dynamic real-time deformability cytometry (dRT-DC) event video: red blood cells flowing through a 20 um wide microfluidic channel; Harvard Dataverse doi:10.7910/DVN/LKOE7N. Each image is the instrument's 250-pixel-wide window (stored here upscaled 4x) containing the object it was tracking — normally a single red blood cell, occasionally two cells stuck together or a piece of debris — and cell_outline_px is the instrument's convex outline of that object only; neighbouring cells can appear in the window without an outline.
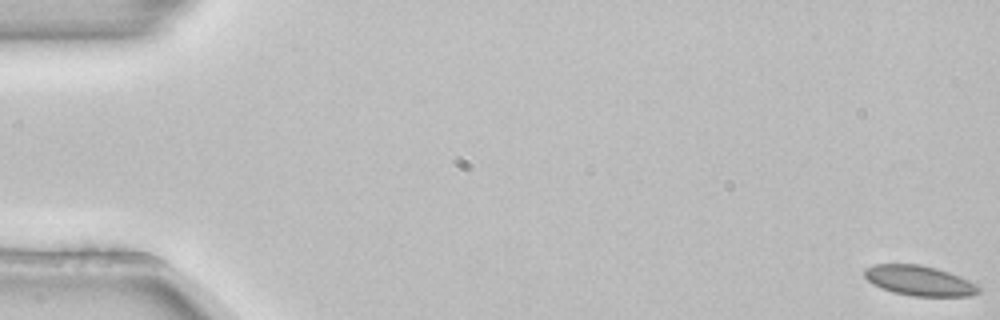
{"species": "common noctule bat (a hibernating species)", "species_latin": "Nyctalus noctula", "temperature_condition": "room temperature", "stored_images_in_passage": 6, "camera_frame_rate_fps": 3000, "um_per_image_px": 0.085, "animal": {"sex": "female", "body_mass_g": 22.7, "forearm_length_mm": 54.2}, "frame": {"image": 1, "passage_image": 1, "time_ms": 0.0, "image_size_px": [1000, 320], "cell_outline_px": [[980, 292], [972, 296], [912, 296], [892, 292], [880, 288], [872, 284], [864, 276], [864, 268], [876, 264], [920, 264], [936, 268], [948, 272], [968, 280], [976, 284], [980, 288]], "centroid_in_image_um": [78.12, 23.86], "position_along_channel_um": 6.9, "area_um2": 20.06}}
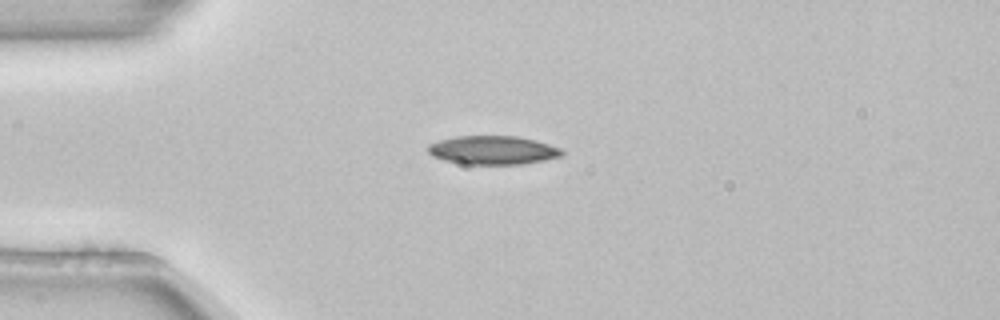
{"frame": {"image": 2, "passage_image": 5, "time_ms": 1.333, "image_size_px": [1000, 320], "cell_outline_px": [[564, 152], [560, 156], [544, 160], [520, 164], [464, 164], [444, 160], [432, 156], [428, 152], [428, 144], [440, 140], [456, 136], [516, 136], [536, 140], [560, 148]], "centroid_in_image_um": [41.87, 12.76], "position_along_channel_um": 43.1, "area_um2": 22.25}}